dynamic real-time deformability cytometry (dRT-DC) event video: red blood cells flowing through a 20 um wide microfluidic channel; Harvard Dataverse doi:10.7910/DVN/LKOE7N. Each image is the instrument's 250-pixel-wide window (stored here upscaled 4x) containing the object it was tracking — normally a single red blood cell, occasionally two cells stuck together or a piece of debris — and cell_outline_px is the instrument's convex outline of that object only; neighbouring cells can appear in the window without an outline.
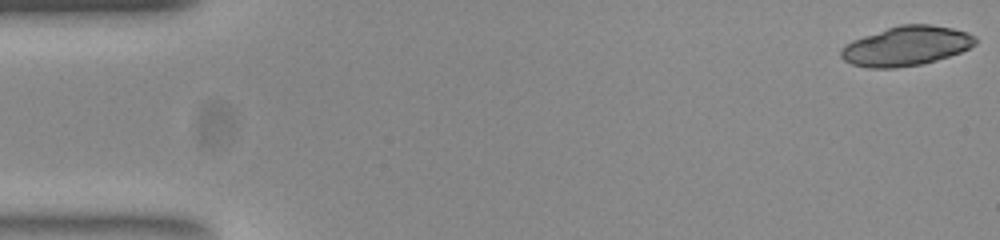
{"species": "common noctule bat (a hibernating species)", "species_latin": "Nyctalus noctula", "temperature_condition": "room temperature", "stored_images_in_passage": 51, "camera_frame_rate_fps": 3000, "um_per_image_px": 0.085, "animal": {"sex": "female", "body_mass_g": 23.0, "forearm_length_mm": 53.4}, "frame": {"image": 1, "passage_image": 1, "time_ms": 0.0, "image_size_px": [1000, 240], "cell_outline_px": [[976, 44], [960, 52], [936, 60], [920, 64], [896, 68], [868, 68], [852, 64], [844, 60], [840, 56], [840, 48], [844, 44], [852, 40], [900, 24], [932, 24], [952, 28], [968, 32], [976, 36]], "centroid_in_image_um": [77.02, 3.91], "position_along_channel_um": 8.0, "area_um2": 30.92}}